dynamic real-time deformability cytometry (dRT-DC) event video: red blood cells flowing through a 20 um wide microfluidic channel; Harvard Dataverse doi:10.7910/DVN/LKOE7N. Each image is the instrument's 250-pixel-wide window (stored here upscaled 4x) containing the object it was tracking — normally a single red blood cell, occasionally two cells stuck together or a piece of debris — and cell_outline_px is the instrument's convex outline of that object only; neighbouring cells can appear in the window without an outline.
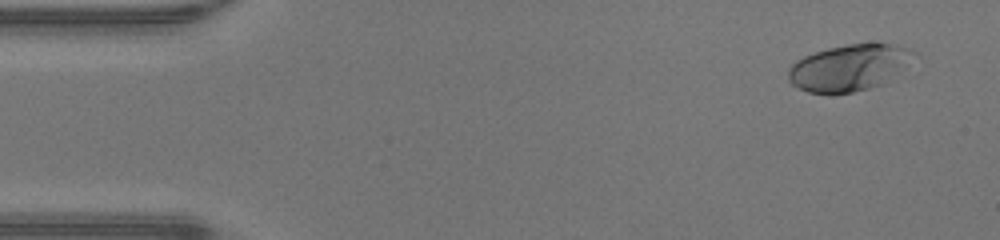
{"species": "human", "species_latin": "Homo sapiens", "temperature_condition": "warm", "stored_images_in_passage": 47, "camera_frame_rate_fps": 3000, "um_per_image_px": 0.085, "donor": {"sex": "male"}, "frame": {"image": 1, "passage_image": 3, "time_ms": 0.667, "image_size_px": [1000, 240], "cell_outline_px": [[924, 56], [884, 84], [852, 92], [832, 96], [808, 92], [792, 84], [788, 80], [788, 68], [796, 60], [804, 56], [828, 48], [848, 44], [888, 44], [908, 48]], "centroid_in_image_um": [72.26, 5.77], "position_along_channel_um": 12.7, "area_um2": 34.91}}
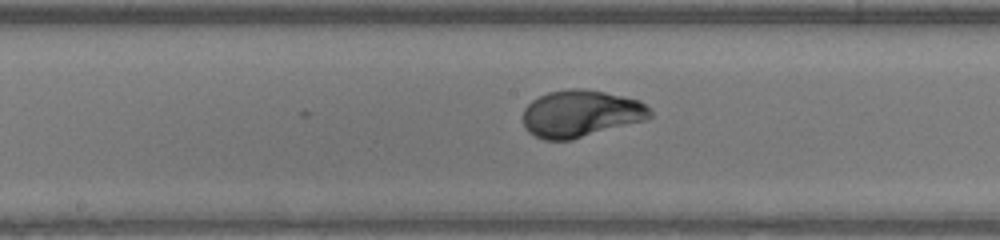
{"frame": {"image": 2, "passage_image": 24, "time_ms": 7.667, "image_size_px": [1000, 240], "cell_outline_px": [[652, 116], [648, 120], [572, 140], [544, 140], [528, 132], [524, 128], [524, 108], [532, 100], [548, 92], [568, 88], [584, 88], [624, 96], [640, 100], [652, 108]], "centroid_in_image_um": [49.42, 9.66], "position_along_channel_um": 198.8, "area_um2": 35.37}}
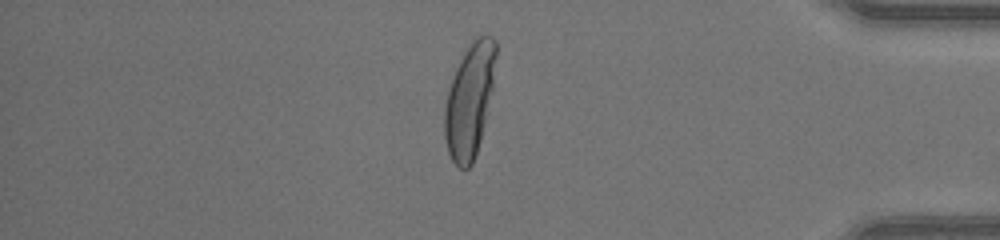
{"frame": {"image": 3, "passage_image": 40, "time_ms": 13.0, "image_size_px": [1000, 240], "cell_outline_px": [[496, 56], [492, 88], [480, 140], [472, 164], [468, 168], [460, 168], [452, 160], [448, 152], [444, 136], [444, 108], [452, 76], [472, 36], [492, 36], [496, 40]], "centroid_in_image_um": [39.9, 8.48], "position_along_channel_um": 395.3, "area_um2": 33.7}, "authors_computed_cell_mechanics": {"area_um2": 34.102, "velocity_mm_per_s": 4.3471, "shape_relaxation_time_tau1_ms": 3.3088, "shape_relaxation_time_tau2_ms": null, "deformation_change_tau1": 0.2271, "deformation_change_tau2": null}}